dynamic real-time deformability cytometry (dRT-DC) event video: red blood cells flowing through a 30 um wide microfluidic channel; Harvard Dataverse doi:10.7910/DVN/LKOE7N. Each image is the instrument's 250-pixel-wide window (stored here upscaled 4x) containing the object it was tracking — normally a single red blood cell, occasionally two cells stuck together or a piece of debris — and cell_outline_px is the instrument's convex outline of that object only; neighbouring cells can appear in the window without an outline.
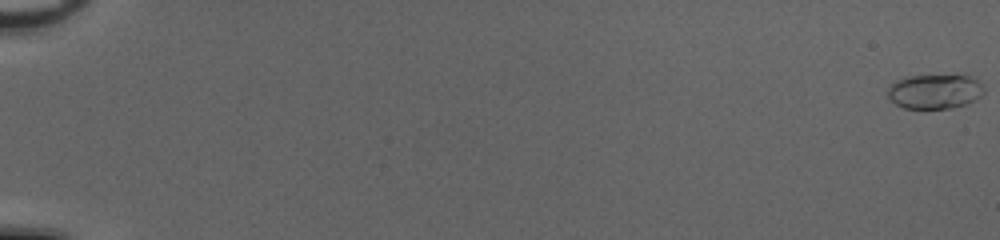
{"species": "common noctule bat (a hibernating species)", "species_latin": "Nyctalus noctula", "temperature_condition": "cold", "stored_images_in_passage": 54, "camera_frame_rate_fps": 3000, "um_per_image_px": 0.085, "animal": {"sex": "female", "body_mass_g": 20.0, "forearm_length_mm": 54.0}, "frame": {"image": 1, "passage_image": 1, "time_ms": 0.0, "image_size_px": [1000, 240], "cell_outline_px": [[984, 92], [976, 100], [968, 104], [952, 108], [904, 108], [896, 104], [888, 96], [888, 88], [896, 80], [904, 76], [968, 76], [976, 80], [984, 88]], "centroid_in_image_um": [79.45, 7.79], "position_along_channel_um": 5.5, "area_um2": 19.19}}
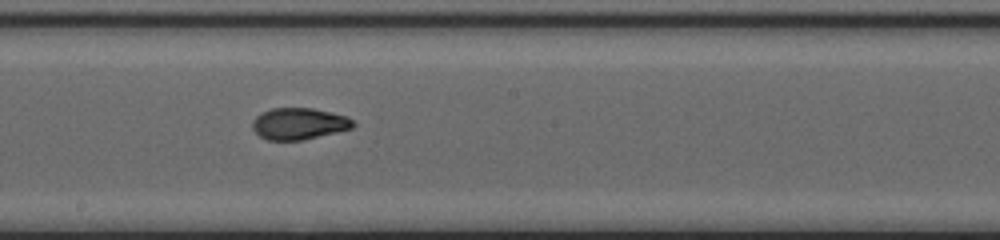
{"frame": {"image": 2, "passage_image": 33, "time_ms": 10.667, "image_size_px": [1000, 240], "cell_outline_px": [[356, 124], [352, 128], [304, 140], [268, 140], [260, 136], [252, 128], [252, 120], [260, 112], [272, 108], [312, 108], [332, 112], [348, 116]], "centroid_in_image_um": [25.41, 10.5], "position_along_channel_um": 222.8, "area_um2": 18.67}}
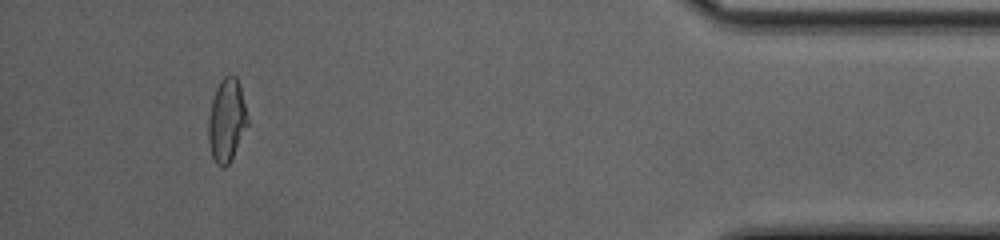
{"frame": {"image": 3, "passage_image": 51, "time_ms": 16.667, "image_size_px": [1000, 240], "cell_outline_px": [[248, 124], [228, 164], [224, 168], [220, 168], [216, 164], [212, 156], [208, 140], [208, 116], [212, 100], [216, 88], [220, 80], [224, 76], [236, 76], [240, 88], [248, 120]], "centroid_in_image_um": [19.24, 10.24], "position_along_channel_um": 416.0, "area_um2": 18.67}, "authors_computed_cell_mechanics": {"area_um2": 18.7561, "velocity_mm_per_s": 4.0765, "shape_relaxation_time_tau1_ms": 4.881, "shape_relaxation_time_tau2_ms": 1.1585, "deformation_change_tau1": 0.1783, "deformation_change_tau2": 0.0632}}